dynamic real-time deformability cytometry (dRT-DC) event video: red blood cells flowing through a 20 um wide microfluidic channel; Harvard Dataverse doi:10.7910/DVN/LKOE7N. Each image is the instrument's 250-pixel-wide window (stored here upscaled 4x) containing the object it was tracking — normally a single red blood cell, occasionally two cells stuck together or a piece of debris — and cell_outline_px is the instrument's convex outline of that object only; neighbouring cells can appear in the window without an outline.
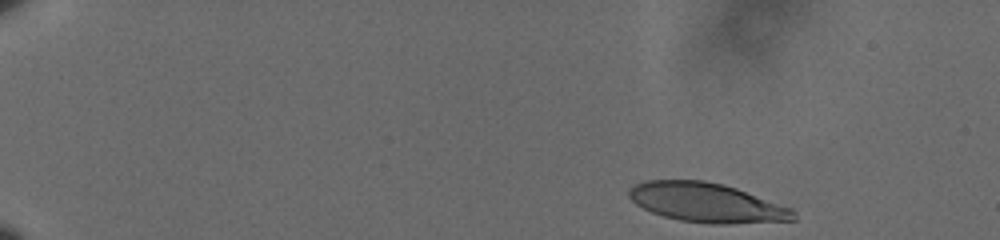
{"species": "human", "species_latin": "Homo sapiens", "temperature_condition": "cold", "stored_images_in_passage": 18, "camera_frame_rate_fps": 3000, "um_per_image_px": 0.085, "donor": {"sex": "male"}, "frame": {"image": 1, "passage_image": 2, "time_ms": 0.333, "image_size_px": [1000, 240], "cell_outline_px": [[796, 220], [728, 224], [708, 224], [680, 220], [664, 216], [652, 212], [636, 204], [628, 196], [628, 188], [644, 180], [704, 180], [724, 184], [736, 188], [792, 208], [796, 212]], "centroid_in_image_um": [60.07, 17.22], "position_along_channel_um": 24.9, "area_um2": 37.8}}
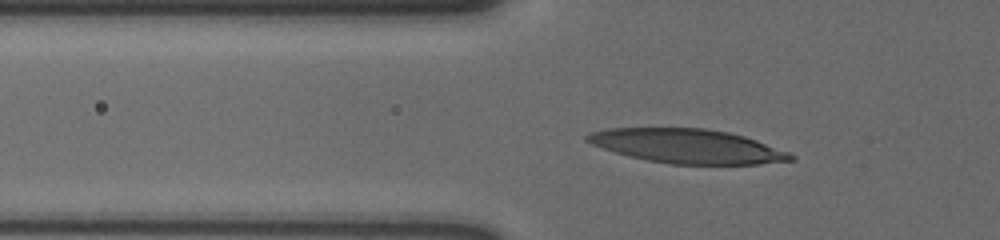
{"frame": {"image": 2, "passage_image": 16, "time_ms": 5.0, "image_size_px": [1000, 240], "cell_outline_px": [[796, 160], [760, 164], [668, 164], [648, 160], [616, 152], [592, 144], [584, 140], [584, 136], [592, 132], [608, 128], [704, 128], [728, 132], [744, 136], [756, 140], [788, 152], [796, 156]], "centroid_in_image_um": [58.45, 12.42], "position_along_channel_um": 67.4, "area_um2": 40.29}}